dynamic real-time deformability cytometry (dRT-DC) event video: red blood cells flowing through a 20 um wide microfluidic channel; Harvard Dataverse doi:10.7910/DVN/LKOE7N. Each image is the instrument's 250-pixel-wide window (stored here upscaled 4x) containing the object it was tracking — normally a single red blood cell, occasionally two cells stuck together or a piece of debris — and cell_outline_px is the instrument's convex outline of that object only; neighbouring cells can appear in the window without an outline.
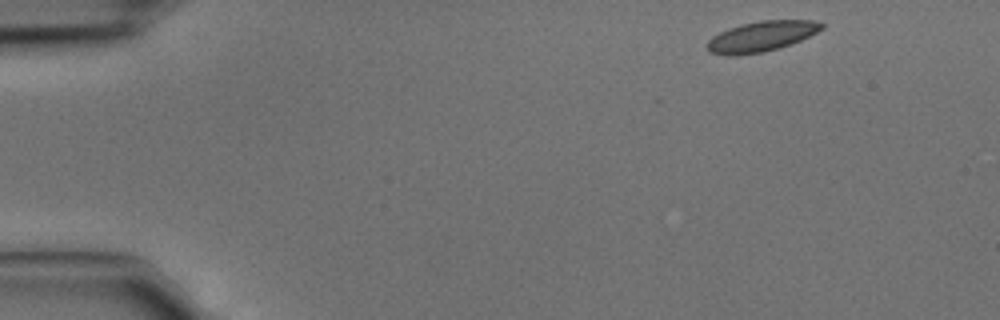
{"species": "common noctule bat (a hibernating species)", "species_latin": "Nyctalus noctula", "temperature_condition": "cold", "stored_images_in_passage": 8, "camera_frame_rate_fps": 3000, "um_per_image_px": 0.085, "animal": {"sex": "male", "body_mass_g": 15.6}, "frame": {"image": 1, "passage_image": 1, "time_ms": 0.0, "image_size_px": [1000, 320], "cell_outline_px": [[824, 28], [792, 44], [764, 52], [736, 56], [728, 56], [708, 52], [708, 40], [712, 36], [728, 28], [740, 24], [760, 20], [812, 20], [824, 24]], "centroid_in_image_um": [64.69, 3.1], "position_along_channel_um": 20.3, "area_um2": 20.35}}